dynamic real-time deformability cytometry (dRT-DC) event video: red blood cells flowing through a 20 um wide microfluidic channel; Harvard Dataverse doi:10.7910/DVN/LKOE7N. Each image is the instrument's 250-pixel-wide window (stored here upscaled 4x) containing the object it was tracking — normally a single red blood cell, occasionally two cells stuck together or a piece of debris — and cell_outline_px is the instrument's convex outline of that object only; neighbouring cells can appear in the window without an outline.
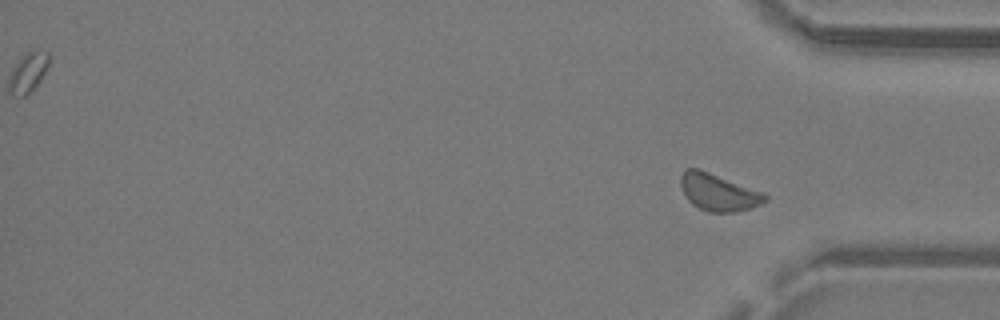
{"species": "common noctule bat (a hibernating species)", "species_latin": "Nyctalus noctula", "temperature_condition": "warm", "stored_images_in_passage": 32, "segment_of_instrument_passage": [2, 2], "camera_frame_rate_fps": 3000, "um_per_image_px": 0.085, "animal": {"sex": "male", "body_mass_g": 19.2, "forearm_length_mm": 51.8}, "frame": {"image": 1, "passage_image": 32, "time_ms": 10.333, "image_size_px": [1000, 320], "cell_outline_px": [[768, 200], [752, 208], [736, 212], [708, 212], [692, 204], [688, 200], [680, 184], [680, 176], [688, 168], [700, 168], [764, 192], [768, 196]], "centroid_in_image_um": [61.09, 16.34], "position_along_channel_um": 374.1, "area_um2": 18.38}}